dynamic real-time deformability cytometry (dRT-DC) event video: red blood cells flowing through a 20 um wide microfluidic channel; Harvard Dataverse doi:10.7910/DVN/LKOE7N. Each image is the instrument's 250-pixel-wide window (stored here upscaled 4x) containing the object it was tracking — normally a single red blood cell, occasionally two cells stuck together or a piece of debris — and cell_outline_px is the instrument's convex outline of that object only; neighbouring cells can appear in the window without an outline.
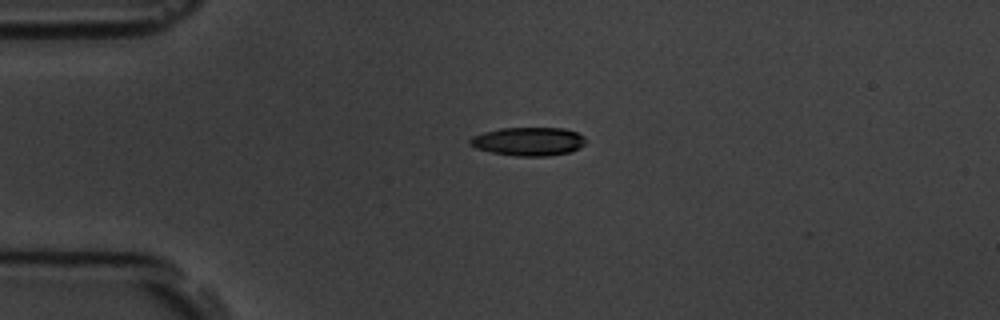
{"species": "common noctule bat (a hibernating species)", "species_latin": "Nyctalus noctula", "temperature_condition": "room temperature", "stored_images_in_passage": 4, "camera_frame_rate_fps": 3000, "um_per_image_px": 0.085, "animal": {"sex": "male", "body_mass_g": 19.5, "forearm_length_mm": 54.6}, "frame": {"image": 1, "passage_image": 3, "time_ms": 2.333, "image_size_px": [1000, 320], "cell_outline_px": [[588, 140], [580, 148], [572, 152], [548, 156], [516, 156], [492, 152], [476, 148], [468, 144], [468, 140], [472, 136], [484, 132], [500, 128], [564, 128], [576, 132], [584, 136]], "centroid_in_image_um": [44.94, 12.02], "position_along_channel_um": 40.1, "area_um2": 19.42}}